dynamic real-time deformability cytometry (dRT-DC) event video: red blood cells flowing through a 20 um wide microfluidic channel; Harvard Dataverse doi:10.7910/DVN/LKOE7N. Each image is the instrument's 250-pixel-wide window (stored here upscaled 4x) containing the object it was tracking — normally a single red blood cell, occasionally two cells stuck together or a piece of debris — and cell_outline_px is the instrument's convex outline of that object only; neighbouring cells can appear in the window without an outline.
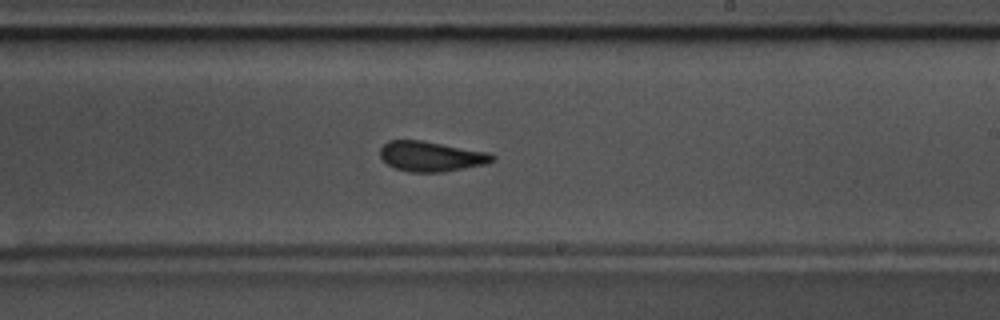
{"species": "common noctule bat (a hibernating species)", "species_latin": "Nyctalus noctula", "temperature_condition": "warm", "stored_images_in_passage": 58, "camera_frame_rate_fps": 3000, "um_per_image_px": 0.085, "animal": {"sex": "male", "body_mass_g": 17.5, "forearm_length_mm": 52.3}, "frame": {"image": 1, "passage_image": 34, "time_ms": 11.0, "image_size_px": [1000, 320], "cell_outline_px": [[496, 160], [488, 164], [444, 172], [408, 172], [396, 168], [388, 164], [380, 156], [380, 148], [388, 140], [420, 140], [492, 152], [496, 156]], "centroid_in_image_um": [36.72, 13.29], "position_along_channel_um": 252.3, "area_um2": 20.0}}